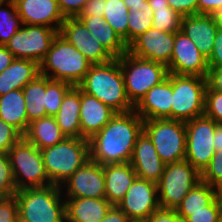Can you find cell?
Returning <instances> with one entry per match:
<instances>
[{
    "instance_id": "obj_1",
    "label": "cell",
    "mask_w": 222,
    "mask_h": 222,
    "mask_svg": "<svg viewBox=\"0 0 222 222\" xmlns=\"http://www.w3.org/2000/svg\"><path fill=\"white\" fill-rule=\"evenodd\" d=\"M143 126L144 120L135 110L116 113L89 139L90 160L101 165L129 163Z\"/></svg>"
},
{
    "instance_id": "obj_2",
    "label": "cell",
    "mask_w": 222,
    "mask_h": 222,
    "mask_svg": "<svg viewBox=\"0 0 222 222\" xmlns=\"http://www.w3.org/2000/svg\"><path fill=\"white\" fill-rule=\"evenodd\" d=\"M77 87L86 94L95 96L117 113L130 112L135 108L126 94L118 58L102 64H91Z\"/></svg>"
},
{
    "instance_id": "obj_3",
    "label": "cell",
    "mask_w": 222,
    "mask_h": 222,
    "mask_svg": "<svg viewBox=\"0 0 222 222\" xmlns=\"http://www.w3.org/2000/svg\"><path fill=\"white\" fill-rule=\"evenodd\" d=\"M39 66L40 75L77 86L88 72L91 63L58 33Z\"/></svg>"
},
{
    "instance_id": "obj_4",
    "label": "cell",
    "mask_w": 222,
    "mask_h": 222,
    "mask_svg": "<svg viewBox=\"0 0 222 222\" xmlns=\"http://www.w3.org/2000/svg\"><path fill=\"white\" fill-rule=\"evenodd\" d=\"M19 216L29 222H66V203L61 187L24 189L14 195Z\"/></svg>"
},
{
    "instance_id": "obj_5",
    "label": "cell",
    "mask_w": 222,
    "mask_h": 222,
    "mask_svg": "<svg viewBox=\"0 0 222 222\" xmlns=\"http://www.w3.org/2000/svg\"><path fill=\"white\" fill-rule=\"evenodd\" d=\"M41 153L51 185L61 186L90 159L89 140L65 138Z\"/></svg>"
},
{
    "instance_id": "obj_6",
    "label": "cell",
    "mask_w": 222,
    "mask_h": 222,
    "mask_svg": "<svg viewBox=\"0 0 222 222\" xmlns=\"http://www.w3.org/2000/svg\"><path fill=\"white\" fill-rule=\"evenodd\" d=\"M126 94L136 106L146 93L168 77L164 64L132 55L128 51L119 58Z\"/></svg>"
},
{
    "instance_id": "obj_7",
    "label": "cell",
    "mask_w": 222,
    "mask_h": 222,
    "mask_svg": "<svg viewBox=\"0 0 222 222\" xmlns=\"http://www.w3.org/2000/svg\"><path fill=\"white\" fill-rule=\"evenodd\" d=\"M16 191L51 185L41 150L22 137L8 151Z\"/></svg>"
},
{
    "instance_id": "obj_8",
    "label": "cell",
    "mask_w": 222,
    "mask_h": 222,
    "mask_svg": "<svg viewBox=\"0 0 222 222\" xmlns=\"http://www.w3.org/2000/svg\"><path fill=\"white\" fill-rule=\"evenodd\" d=\"M143 132L152 141L165 164L185 160V122L173 119H151L144 121Z\"/></svg>"
},
{
    "instance_id": "obj_9",
    "label": "cell",
    "mask_w": 222,
    "mask_h": 222,
    "mask_svg": "<svg viewBox=\"0 0 222 222\" xmlns=\"http://www.w3.org/2000/svg\"><path fill=\"white\" fill-rule=\"evenodd\" d=\"M207 78L172 74V119L190 121L204 115Z\"/></svg>"
},
{
    "instance_id": "obj_10",
    "label": "cell",
    "mask_w": 222,
    "mask_h": 222,
    "mask_svg": "<svg viewBox=\"0 0 222 222\" xmlns=\"http://www.w3.org/2000/svg\"><path fill=\"white\" fill-rule=\"evenodd\" d=\"M199 181L201 174L188 161L165 164L157 183L160 208L176 210Z\"/></svg>"
},
{
    "instance_id": "obj_11",
    "label": "cell",
    "mask_w": 222,
    "mask_h": 222,
    "mask_svg": "<svg viewBox=\"0 0 222 222\" xmlns=\"http://www.w3.org/2000/svg\"><path fill=\"white\" fill-rule=\"evenodd\" d=\"M216 124L217 122L204 115L185 122V160L200 174L209 165L215 153L213 137L215 135Z\"/></svg>"
},
{
    "instance_id": "obj_12",
    "label": "cell",
    "mask_w": 222,
    "mask_h": 222,
    "mask_svg": "<svg viewBox=\"0 0 222 222\" xmlns=\"http://www.w3.org/2000/svg\"><path fill=\"white\" fill-rule=\"evenodd\" d=\"M58 33L48 26L23 24L4 46L15 58L30 59L40 64Z\"/></svg>"
},
{
    "instance_id": "obj_13",
    "label": "cell",
    "mask_w": 222,
    "mask_h": 222,
    "mask_svg": "<svg viewBox=\"0 0 222 222\" xmlns=\"http://www.w3.org/2000/svg\"><path fill=\"white\" fill-rule=\"evenodd\" d=\"M60 187L64 198H105L103 165L89 159Z\"/></svg>"
},
{
    "instance_id": "obj_14",
    "label": "cell",
    "mask_w": 222,
    "mask_h": 222,
    "mask_svg": "<svg viewBox=\"0 0 222 222\" xmlns=\"http://www.w3.org/2000/svg\"><path fill=\"white\" fill-rule=\"evenodd\" d=\"M168 72L176 75L200 76L207 78L208 61L195 43L183 32L175 33V43Z\"/></svg>"
},
{
    "instance_id": "obj_15",
    "label": "cell",
    "mask_w": 222,
    "mask_h": 222,
    "mask_svg": "<svg viewBox=\"0 0 222 222\" xmlns=\"http://www.w3.org/2000/svg\"><path fill=\"white\" fill-rule=\"evenodd\" d=\"M117 207L130 219H148L160 209L157 184L137 177Z\"/></svg>"
},
{
    "instance_id": "obj_16",
    "label": "cell",
    "mask_w": 222,
    "mask_h": 222,
    "mask_svg": "<svg viewBox=\"0 0 222 222\" xmlns=\"http://www.w3.org/2000/svg\"><path fill=\"white\" fill-rule=\"evenodd\" d=\"M175 43V33L149 28L129 45L128 52L142 59H148L168 66Z\"/></svg>"
},
{
    "instance_id": "obj_17",
    "label": "cell",
    "mask_w": 222,
    "mask_h": 222,
    "mask_svg": "<svg viewBox=\"0 0 222 222\" xmlns=\"http://www.w3.org/2000/svg\"><path fill=\"white\" fill-rule=\"evenodd\" d=\"M59 34L76 47L91 64H102L114 59L77 17H67Z\"/></svg>"
},
{
    "instance_id": "obj_18",
    "label": "cell",
    "mask_w": 222,
    "mask_h": 222,
    "mask_svg": "<svg viewBox=\"0 0 222 222\" xmlns=\"http://www.w3.org/2000/svg\"><path fill=\"white\" fill-rule=\"evenodd\" d=\"M24 25L48 26L60 30L65 17L57 0H13Z\"/></svg>"
},
{
    "instance_id": "obj_19",
    "label": "cell",
    "mask_w": 222,
    "mask_h": 222,
    "mask_svg": "<svg viewBox=\"0 0 222 222\" xmlns=\"http://www.w3.org/2000/svg\"><path fill=\"white\" fill-rule=\"evenodd\" d=\"M134 110L144 120L172 119V73L152 87Z\"/></svg>"
},
{
    "instance_id": "obj_20",
    "label": "cell",
    "mask_w": 222,
    "mask_h": 222,
    "mask_svg": "<svg viewBox=\"0 0 222 222\" xmlns=\"http://www.w3.org/2000/svg\"><path fill=\"white\" fill-rule=\"evenodd\" d=\"M141 179L158 183L163 174L165 163L158 155L149 137L142 132L138 137L129 162Z\"/></svg>"
},
{
    "instance_id": "obj_21",
    "label": "cell",
    "mask_w": 222,
    "mask_h": 222,
    "mask_svg": "<svg viewBox=\"0 0 222 222\" xmlns=\"http://www.w3.org/2000/svg\"><path fill=\"white\" fill-rule=\"evenodd\" d=\"M116 113V111L102 103L95 96L80 90L81 138L91 139Z\"/></svg>"
},
{
    "instance_id": "obj_22",
    "label": "cell",
    "mask_w": 222,
    "mask_h": 222,
    "mask_svg": "<svg viewBox=\"0 0 222 222\" xmlns=\"http://www.w3.org/2000/svg\"><path fill=\"white\" fill-rule=\"evenodd\" d=\"M180 31L188 36L208 59L213 51L217 25L213 15L195 14L181 18Z\"/></svg>"
},
{
    "instance_id": "obj_23",
    "label": "cell",
    "mask_w": 222,
    "mask_h": 222,
    "mask_svg": "<svg viewBox=\"0 0 222 222\" xmlns=\"http://www.w3.org/2000/svg\"><path fill=\"white\" fill-rule=\"evenodd\" d=\"M103 172L105 198L117 206L138 176L130 163L106 164L103 165Z\"/></svg>"
},
{
    "instance_id": "obj_24",
    "label": "cell",
    "mask_w": 222,
    "mask_h": 222,
    "mask_svg": "<svg viewBox=\"0 0 222 222\" xmlns=\"http://www.w3.org/2000/svg\"><path fill=\"white\" fill-rule=\"evenodd\" d=\"M66 222H100L113 206L106 198H65Z\"/></svg>"
},
{
    "instance_id": "obj_25",
    "label": "cell",
    "mask_w": 222,
    "mask_h": 222,
    "mask_svg": "<svg viewBox=\"0 0 222 222\" xmlns=\"http://www.w3.org/2000/svg\"><path fill=\"white\" fill-rule=\"evenodd\" d=\"M38 75L40 66L36 61L15 58L10 66L0 73V96L13 90H22Z\"/></svg>"
},
{
    "instance_id": "obj_26",
    "label": "cell",
    "mask_w": 222,
    "mask_h": 222,
    "mask_svg": "<svg viewBox=\"0 0 222 222\" xmlns=\"http://www.w3.org/2000/svg\"><path fill=\"white\" fill-rule=\"evenodd\" d=\"M77 18L113 58H119L128 51L127 44L121 36L105 22L103 16H77Z\"/></svg>"
},
{
    "instance_id": "obj_27",
    "label": "cell",
    "mask_w": 222,
    "mask_h": 222,
    "mask_svg": "<svg viewBox=\"0 0 222 222\" xmlns=\"http://www.w3.org/2000/svg\"><path fill=\"white\" fill-rule=\"evenodd\" d=\"M66 138H81L80 89L73 86L64 96L59 111L54 116Z\"/></svg>"
},
{
    "instance_id": "obj_28",
    "label": "cell",
    "mask_w": 222,
    "mask_h": 222,
    "mask_svg": "<svg viewBox=\"0 0 222 222\" xmlns=\"http://www.w3.org/2000/svg\"><path fill=\"white\" fill-rule=\"evenodd\" d=\"M26 103L21 89L0 96V118L24 135L29 127Z\"/></svg>"
},
{
    "instance_id": "obj_29",
    "label": "cell",
    "mask_w": 222,
    "mask_h": 222,
    "mask_svg": "<svg viewBox=\"0 0 222 222\" xmlns=\"http://www.w3.org/2000/svg\"><path fill=\"white\" fill-rule=\"evenodd\" d=\"M23 137L40 150L52 147L66 138L62 134L55 117L51 116L32 121Z\"/></svg>"
},
{
    "instance_id": "obj_30",
    "label": "cell",
    "mask_w": 222,
    "mask_h": 222,
    "mask_svg": "<svg viewBox=\"0 0 222 222\" xmlns=\"http://www.w3.org/2000/svg\"><path fill=\"white\" fill-rule=\"evenodd\" d=\"M215 199L216 188L199 181L183 198L175 211L184 221L189 216V212L205 211V208Z\"/></svg>"
},
{
    "instance_id": "obj_31",
    "label": "cell",
    "mask_w": 222,
    "mask_h": 222,
    "mask_svg": "<svg viewBox=\"0 0 222 222\" xmlns=\"http://www.w3.org/2000/svg\"><path fill=\"white\" fill-rule=\"evenodd\" d=\"M28 122L46 117V76L38 75L23 89Z\"/></svg>"
},
{
    "instance_id": "obj_32",
    "label": "cell",
    "mask_w": 222,
    "mask_h": 222,
    "mask_svg": "<svg viewBox=\"0 0 222 222\" xmlns=\"http://www.w3.org/2000/svg\"><path fill=\"white\" fill-rule=\"evenodd\" d=\"M128 15L129 10L123 0H107L105 2L104 18L124 40L128 46Z\"/></svg>"
},
{
    "instance_id": "obj_33",
    "label": "cell",
    "mask_w": 222,
    "mask_h": 222,
    "mask_svg": "<svg viewBox=\"0 0 222 222\" xmlns=\"http://www.w3.org/2000/svg\"><path fill=\"white\" fill-rule=\"evenodd\" d=\"M128 45L140 34L145 33L149 28H152L153 10L149 5L148 0L145 5L131 7L128 9Z\"/></svg>"
},
{
    "instance_id": "obj_34",
    "label": "cell",
    "mask_w": 222,
    "mask_h": 222,
    "mask_svg": "<svg viewBox=\"0 0 222 222\" xmlns=\"http://www.w3.org/2000/svg\"><path fill=\"white\" fill-rule=\"evenodd\" d=\"M23 23L17 14L16 5L10 0L0 7V45H5L22 27Z\"/></svg>"
},
{
    "instance_id": "obj_35",
    "label": "cell",
    "mask_w": 222,
    "mask_h": 222,
    "mask_svg": "<svg viewBox=\"0 0 222 222\" xmlns=\"http://www.w3.org/2000/svg\"><path fill=\"white\" fill-rule=\"evenodd\" d=\"M73 87L68 82L46 77V116L54 117L60 109L65 94Z\"/></svg>"
},
{
    "instance_id": "obj_36",
    "label": "cell",
    "mask_w": 222,
    "mask_h": 222,
    "mask_svg": "<svg viewBox=\"0 0 222 222\" xmlns=\"http://www.w3.org/2000/svg\"><path fill=\"white\" fill-rule=\"evenodd\" d=\"M181 18L171 7L154 8L152 27L166 32L176 33L180 31Z\"/></svg>"
},
{
    "instance_id": "obj_37",
    "label": "cell",
    "mask_w": 222,
    "mask_h": 222,
    "mask_svg": "<svg viewBox=\"0 0 222 222\" xmlns=\"http://www.w3.org/2000/svg\"><path fill=\"white\" fill-rule=\"evenodd\" d=\"M16 192L8 153H0V198L13 197Z\"/></svg>"
},
{
    "instance_id": "obj_38",
    "label": "cell",
    "mask_w": 222,
    "mask_h": 222,
    "mask_svg": "<svg viewBox=\"0 0 222 222\" xmlns=\"http://www.w3.org/2000/svg\"><path fill=\"white\" fill-rule=\"evenodd\" d=\"M201 181L215 188L222 185V150L215 151L209 165L201 173Z\"/></svg>"
},
{
    "instance_id": "obj_39",
    "label": "cell",
    "mask_w": 222,
    "mask_h": 222,
    "mask_svg": "<svg viewBox=\"0 0 222 222\" xmlns=\"http://www.w3.org/2000/svg\"><path fill=\"white\" fill-rule=\"evenodd\" d=\"M204 116L222 123V93L212 90L208 85L205 91Z\"/></svg>"
},
{
    "instance_id": "obj_40",
    "label": "cell",
    "mask_w": 222,
    "mask_h": 222,
    "mask_svg": "<svg viewBox=\"0 0 222 222\" xmlns=\"http://www.w3.org/2000/svg\"><path fill=\"white\" fill-rule=\"evenodd\" d=\"M22 137L23 135L15 127L0 118V153H8Z\"/></svg>"
},
{
    "instance_id": "obj_41",
    "label": "cell",
    "mask_w": 222,
    "mask_h": 222,
    "mask_svg": "<svg viewBox=\"0 0 222 222\" xmlns=\"http://www.w3.org/2000/svg\"><path fill=\"white\" fill-rule=\"evenodd\" d=\"M220 205L216 198L205 211L189 212V216L184 222H217L219 216Z\"/></svg>"
},
{
    "instance_id": "obj_42",
    "label": "cell",
    "mask_w": 222,
    "mask_h": 222,
    "mask_svg": "<svg viewBox=\"0 0 222 222\" xmlns=\"http://www.w3.org/2000/svg\"><path fill=\"white\" fill-rule=\"evenodd\" d=\"M19 216V207L15 196L0 198V222H15Z\"/></svg>"
},
{
    "instance_id": "obj_43",
    "label": "cell",
    "mask_w": 222,
    "mask_h": 222,
    "mask_svg": "<svg viewBox=\"0 0 222 222\" xmlns=\"http://www.w3.org/2000/svg\"><path fill=\"white\" fill-rule=\"evenodd\" d=\"M169 6L182 17L198 14V0H167Z\"/></svg>"
},
{
    "instance_id": "obj_44",
    "label": "cell",
    "mask_w": 222,
    "mask_h": 222,
    "mask_svg": "<svg viewBox=\"0 0 222 222\" xmlns=\"http://www.w3.org/2000/svg\"><path fill=\"white\" fill-rule=\"evenodd\" d=\"M89 0H57L59 9L65 18L77 17Z\"/></svg>"
},
{
    "instance_id": "obj_45",
    "label": "cell",
    "mask_w": 222,
    "mask_h": 222,
    "mask_svg": "<svg viewBox=\"0 0 222 222\" xmlns=\"http://www.w3.org/2000/svg\"><path fill=\"white\" fill-rule=\"evenodd\" d=\"M106 1L107 0H89L78 16H104Z\"/></svg>"
},
{
    "instance_id": "obj_46",
    "label": "cell",
    "mask_w": 222,
    "mask_h": 222,
    "mask_svg": "<svg viewBox=\"0 0 222 222\" xmlns=\"http://www.w3.org/2000/svg\"><path fill=\"white\" fill-rule=\"evenodd\" d=\"M207 85L217 92L222 93V66H208Z\"/></svg>"
},
{
    "instance_id": "obj_47",
    "label": "cell",
    "mask_w": 222,
    "mask_h": 222,
    "mask_svg": "<svg viewBox=\"0 0 222 222\" xmlns=\"http://www.w3.org/2000/svg\"><path fill=\"white\" fill-rule=\"evenodd\" d=\"M208 66H222V31L216 33L213 51L207 59Z\"/></svg>"
},
{
    "instance_id": "obj_48",
    "label": "cell",
    "mask_w": 222,
    "mask_h": 222,
    "mask_svg": "<svg viewBox=\"0 0 222 222\" xmlns=\"http://www.w3.org/2000/svg\"><path fill=\"white\" fill-rule=\"evenodd\" d=\"M181 219L175 210L160 208L156 210L149 218V222H179Z\"/></svg>"
},
{
    "instance_id": "obj_49",
    "label": "cell",
    "mask_w": 222,
    "mask_h": 222,
    "mask_svg": "<svg viewBox=\"0 0 222 222\" xmlns=\"http://www.w3.org/2000/svg\"><path fill=\"white\" fill-rule=\"evenodd\" d=\"M222 10V0H198V14L213 15Z\"/></svg>"
},
{
    "instance_id": "obj_50",
    "label": "cell",
    "mask_w": 222,
    "mask_h": 222,
    "mask_svg": "<svg viewBox=\"0 0 222 222\" xmlns=\"http://www.w3.org/2000/svg\"><path fill=\"white\" fill-rule=\"evenodd\" d=\"M130 218L117 206H112L100 222H129Z\"/></svg>"
},
{
    "instance_id": "obj_51",
    "label": "cell",
    "mask_w": 222,
    "mask_h": 222,
    "mask_svg": "<svg viewBox=\"0 0 222 222\" xmlns=\"http://www.w3.org/2000/svg\"><path fill=\"white\" fill-rule=\"evenodd\" d=\"M14 59L13 54L4 45H0V73L9 67Z\"/></svg>"
},
{
    "instance_id": "obj_52",
    "label": "cell",
    "mask_w": 222,
    "mask_h": 222,
    "mask_svg": "<svg viewBox=\"0 0 222 222\" xmlns=\"http://www.w3.org/2000/svg\"><path fill=\"white\" fill-rule=\"evenodd\" d=\"M215 151L222 150V123L216 124L215 135L213 137Z\"/></svg>"
},
{
    "instance_id": "obj_53",
    "label": "cell",
    "mask_w": 222,
    "mask_h": 222,
    "mask_svg": "<svg viewBox=\"0 0 222 222\" xmlns=\"http://www.w3.org/2000/svg\"><path fill=\"white\" fill-rule=\"evenodd\" d=\"M152 10L160 7H170L167 0H148Z\"/></svg>"
},
{
    "instance_id": "obj_54",
    "label": "cell",
    "mask_w": 222,
    "mask_h": 222,
    "mask_svg": "<svg viewBox=\"0 0 222 222\" xmlns=\"http://www.w3.org/2000/svg\"><path fill=\"white\" fill-rule=\"evenodd\" d=\"M146 0H123L125 6L129 9L131 7H137L139 5H145Z\"/></svg>"
},
{
    "instance_id": "obj_55",
    "label": "cell",
    "mask_w": 222,
    "mask_h": 222,
    "mask_svg": "<svg viewBox=\"0 0 222 222\" xmlns=\"http://www.w3.org/2000/svg\"><path fill=\"white\" fill-rule=\"evenodd\" d=\"M213 17L215 19L217 29L222 31V10L217 13H214Z\"/></svg>"
},
{
    "instance_id": "obj_56",
    "label": "cell",
    "mask_w": 222,
    "mask_h": 222,
    "mask_svg": "<svg viewBox=\"0 0 222 222\" xmlns=\"http://www.w3.org/2000/svg\"><path fill=\"white\" fill-rule=\"evenodd\" d=\"M216 198L218 199L219 205L222 207V185L216 188Z\"/></svg>"
},
{
    "instance_id": "obj_57",
    "label": "cell",
    "mask_w": 222,
    "mask_h": 222,
    "mask_svg": "<svg viewBox=\"0 0 222 222\" xmlns=\"http://www.w3.org/2000/svg\"><path fill=\"white\" fill-rule=\"evenodd\" d=\"M129 222H149L148 219H130Z\"/></svg>"
},
{
    "instance_id": "obj_58",
    "label": "cell",
    "mask_w": 222,
    "mask_h": 222,
    "mask_svg": "<svg viewBox=\"0 0 222 222\" xmlns=\"http://www.w3.org/2000/svg\"><path fill=\"white\" fill-rule=\"evenodd\" d=\"M217 222H222V207L220 206L219 216Z\"/></svg>"
},
{
    "instance_id": "obj_59",
    "label": "cell",
    "mask_w": 222,
    "mask_h": 222,
    "mask_svg": "<svg viewBox=\"0 0 222 222\" xmlns=\"http://www.w3.org/2000/svg\"><path fill=\"white\" fill-rule=\"evenodd\" d=\"M15 222H29L23 218H21L20 216H18L17 220Z\"/></svg>"
},
{
    "instance_id": "obj_60",
    "label": "cell",
    "mask_w": 222,
    "mask_h": 222,
    "mask_svg": "<svg viewBox=\"0 0 222 222\" xmlns=\"http://www.w3.org/2000/svg\"><path fill=\"white\" fill-rule=\"evenodd\" d=\"M10 0H0V7L5 5L7 2H9Z\"/></svg>"
}]
</instances>
